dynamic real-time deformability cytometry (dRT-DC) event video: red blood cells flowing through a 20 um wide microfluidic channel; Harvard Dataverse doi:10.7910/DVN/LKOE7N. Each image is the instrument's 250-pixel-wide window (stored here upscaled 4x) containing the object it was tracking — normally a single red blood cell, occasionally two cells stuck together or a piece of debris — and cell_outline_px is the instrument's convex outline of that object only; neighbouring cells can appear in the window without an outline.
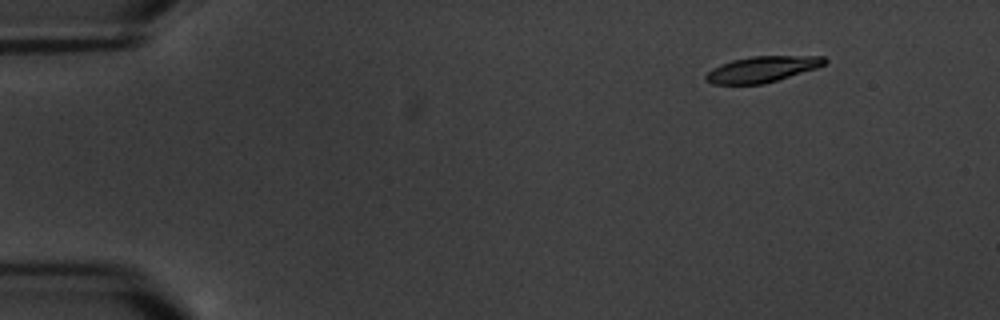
{"species": "common noctule bat (a hibernating species)", "species_latin": "Nyctalus noctula", "temperature_condition": "warm", "stored_images_in_passage": 6, "camera_frame_rate_fps": 3000, "um_per_image_px": 0.085, "animal": {"sex": "male", "body_mass_g": 20.1, "forearm_length_mm": 53.5}, "frame": {"image": 1, "passage_image": 1, "time_ms": 0.0, "image_size_px": [1000, 320], "cell_outline_px": [[828, 60], [824, 64], [816, 68], [764, 84], [712, 84], [704, 80], [704, 76], [712, 68], [732, 60], [752, 56], [824, 56]], "centroid_in_image_um": [64.75, 5.89], "position_along_channel_um": 20.2, "area_um2": 17.86}}
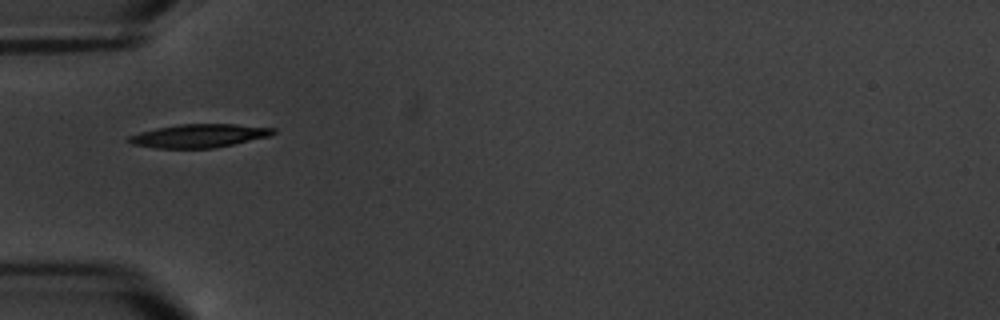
{"frame": {"image": 2, "passage_image": 4, "time_ms": 4.333, "image_size_px": [1000, 320], "cell_outline_px": [[276, 132], [268, 136], [232, 144], [212, 148], [156, 148], [132, 144], [124, 140], [128, 136], [140, 132], [156, 128], [180, 124], [236, 124], [276, 128]], "centroid_in_image_um": [16.87, 11.53], "position_along_channel_um": 68.1, "area_um2": 19.59}}
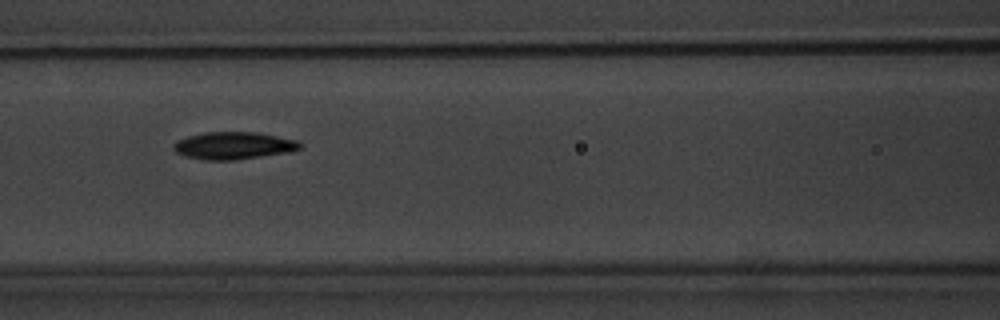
{"frame": {"image": 3, "passage_image": 6, "time_ms": 6.667, "image_size_px": [1000, 320], "cell_outline_px": [[304, 144], [300, 148], [292, 152], [232, 160], [204, 160], [184, 156], [176, 152], [172, 148], [172, 144], [176, 140], [188, 136], [204, 132], [256, 132], [296, 140]], "centroid_in_image_um": [19.83, 12.38], "position_along_channel_um": 146.8, "area_um2": 20.29}}